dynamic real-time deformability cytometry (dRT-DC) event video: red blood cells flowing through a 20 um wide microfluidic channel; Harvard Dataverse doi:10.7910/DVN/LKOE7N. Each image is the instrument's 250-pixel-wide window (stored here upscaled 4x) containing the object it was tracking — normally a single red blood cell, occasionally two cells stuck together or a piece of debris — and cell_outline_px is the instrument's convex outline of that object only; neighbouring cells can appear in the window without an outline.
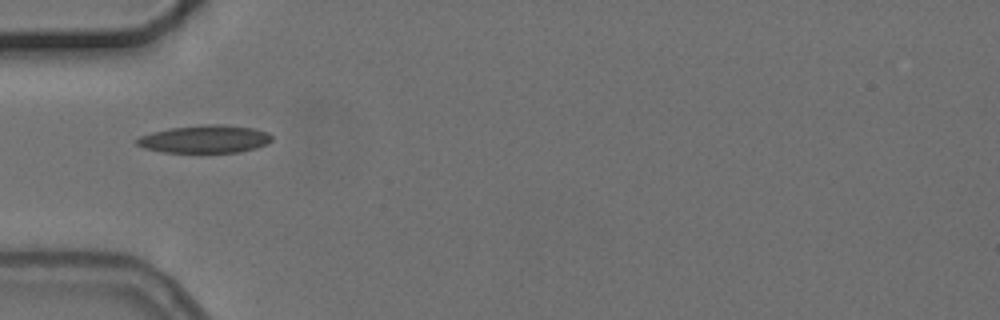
{"species": "common noctule bat (a hibernating species)", "species_latin": "Nyctalus noctula", "temperature_condition": "cold", "stored_images_in_passage": 6, "camera_frame_rate_fps": 3000, "um_per_image_px": 0.085, "animal": {"sex": "female", "body_mass_g": 24.6, "forearm_length_mm": 56.2}, "frame": {"image": 1, "passage_image": 4, "time_ms": 3.667, "image_size_px": [1000, 320], "cell_outline_px": [[272, 140], [268, 144], [256, 148], [240, 152], [164, 152], [144, 148], [136, 144], [136, 140], [140, 136], [152, 132], [172, 128], [204, 124], [224, 124], [252, 128], [268, 132], [272, 136]], "centroid_in_image_um": [17.45, 11.82], "position_along_channel_um": 67.6, "area_um2": 21.85}}
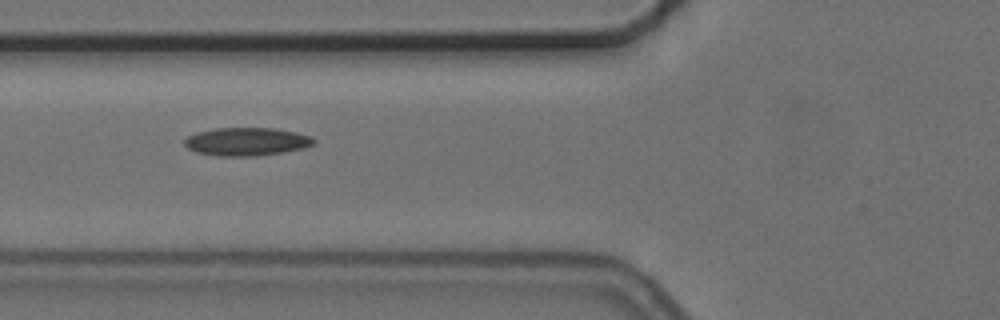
{"frame": {"image": 2, "passage_image": 5, "time_ms": 4.667, "image_size_px": [1000, 320], "cell_outline_px": [[316, 140], [312, 144], [304, 148], [284, 152], [256, 156], [216, 156], [196, 152], [188, 148], [184, 144], [184, 140], [188, 136], [196, 132], [216, 128], [276, 128], [296, 132], [312, 136]], "centroid_in_image_um": [20.96, 12.04], "position_along_channel_um": 104.8, "area_um2": 21.33}}
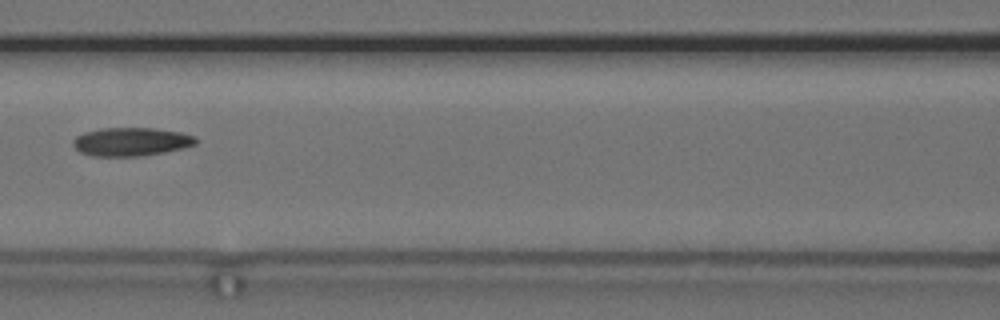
{"frame": {"image": 3, "passage_image": 6, "time_ms": 6.0, "image_size_px": [1000, 320], "cell_outline_px": [[196, 144], [184, 148], [144, 156], [92, 156], [80, 152], [72, 144], [72, 140], [76, 136], [84, 132], [100, 128], [152, 128], [180, 132], [196, 136]], "centroid_in_image_um": [11.13, 12.05], "position_along_channel_um": 155.5, "area_um2": 20.46}}